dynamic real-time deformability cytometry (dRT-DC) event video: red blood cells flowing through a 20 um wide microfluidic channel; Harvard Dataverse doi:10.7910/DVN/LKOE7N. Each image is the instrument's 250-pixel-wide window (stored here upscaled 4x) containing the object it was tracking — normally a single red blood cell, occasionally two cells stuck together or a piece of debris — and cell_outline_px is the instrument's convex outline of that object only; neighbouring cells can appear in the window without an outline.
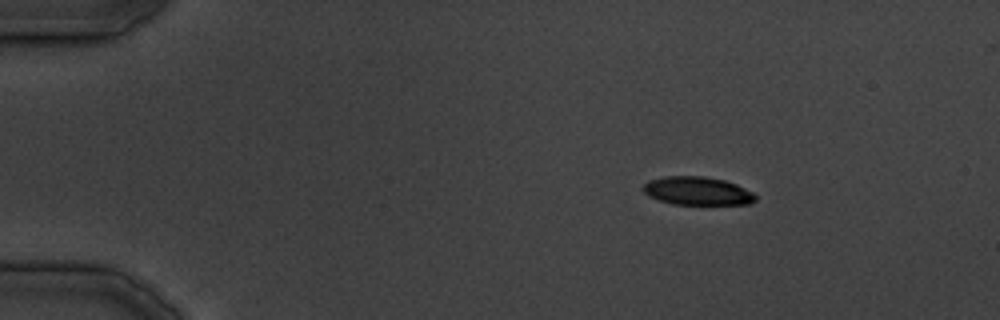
{"species": "common noctule bat (a hibernating species)", "species_latin": "Nyctalus noctula", "temperature_condition": "cold", "stored_images_in_passage": 32, "camera_frame_rate_fps": 3000, "um_per_image_px": 0.085, "animal": {"sex": "male", "body_mass_g": 19.5, "forearm_length_mm": 54.6}, "frame": {"image": 1, "passage_image": 1, "time_ms": 0.0, "image_size_px": [1000, 320], "cell_outline_px": [[756, 200], [752, 204], [672, 204], [648, 196], [640, 188], [648, 180], [664, 176], [704, 176], [724, 180], [736, 184], [756, 192]], "centroid_in_image_um": [59.29, 16.22], "position_along_channel_um": 25.7, "area_um2": 18.79}}
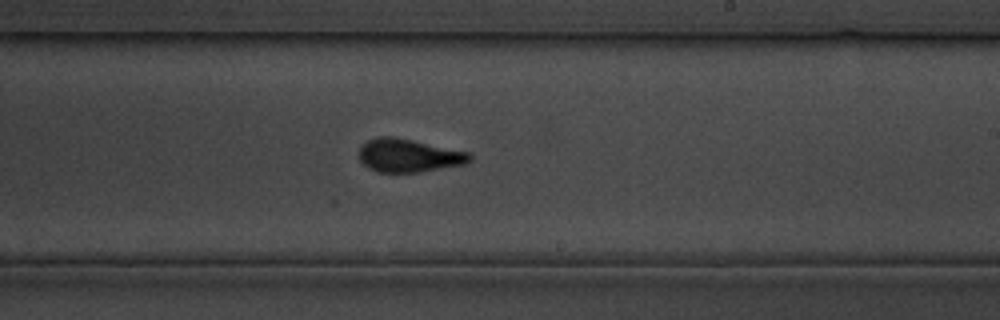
{"frame": {"image": 2, "passage_image": 18, "time_ms": 21.0, "image_size_px": [1000, 320], "cell_outline_px": [[472, 160], [468, 164], [420, 172], [376, 172], [368, 168], [360, 160], [360, 148], [368, 140], [376, 136], [388, 136], [412, 140], [472, 152]], "centroid_in_image_um": [34.81, 13.23], "position_along_channel_um": 254.2, "area_um2": 21.62}}
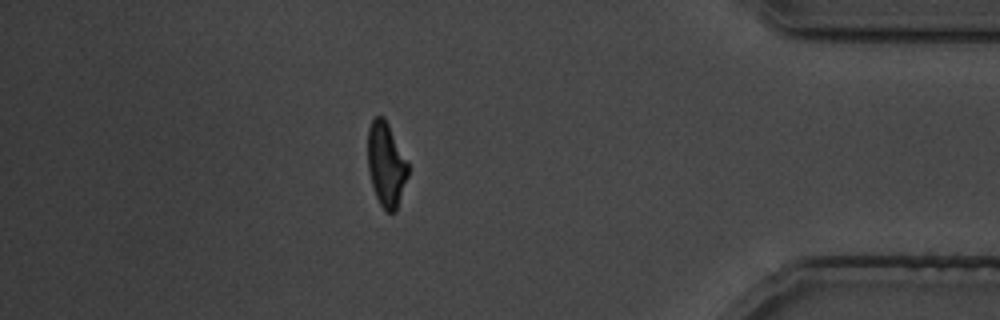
{"frame": {"image": 3, "passage_image": 28, "time_ms": 33.333, "image_size_px": [1000, 320], "cell_outline_px": [[408, 176], [396, 212], [388, 212], [380, 204], [376, 196], [368, 172], [368, 128], [372, 116], [384, 116], [408, 164]], "centroid_in_image_um": [32.81, 13.97], "position_along_channel_um": 402.4, "area_um2": 19.65}}